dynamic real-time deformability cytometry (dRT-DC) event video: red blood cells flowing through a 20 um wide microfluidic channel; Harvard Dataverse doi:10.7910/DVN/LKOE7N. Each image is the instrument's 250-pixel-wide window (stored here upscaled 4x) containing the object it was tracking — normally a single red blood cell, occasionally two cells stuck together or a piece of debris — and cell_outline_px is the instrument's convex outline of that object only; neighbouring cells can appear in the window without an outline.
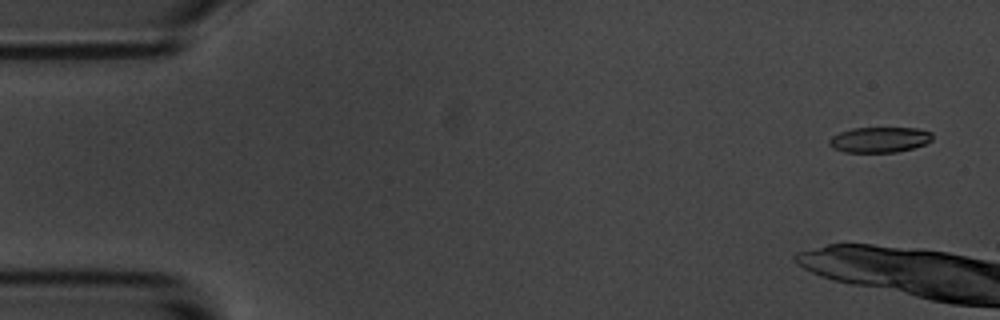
{"species": "common noctule bat (a hibernating species)", "species_latin": "Nyctalus noctula", "temperature_condition": "room temperature", "stored_images_in_passage": 12, "camera_frame_rate_fps": 3000, "um_per_image_px": 0.085, "animal": {"sex": "male", "body_mass_g": 20.1, "forearm_length_mm": 53.5}, "frame": {"image": 1, "passage_image": 3, "time_ms": 0.667, "image_size_px": [1000, 320], "cell_outline_px": [[932, 140], [924, 144], [912, 148], [896, 152], [844, 152], [832, 148], [828, 144], [828, 140], [832, 136], [840, 132], [852, 128], [916, 128], [932, 132]], "centroid_in_image_um": [74.73, 11.87], "position_along_channel_um": 10.3, "area_um2": 15.32}}